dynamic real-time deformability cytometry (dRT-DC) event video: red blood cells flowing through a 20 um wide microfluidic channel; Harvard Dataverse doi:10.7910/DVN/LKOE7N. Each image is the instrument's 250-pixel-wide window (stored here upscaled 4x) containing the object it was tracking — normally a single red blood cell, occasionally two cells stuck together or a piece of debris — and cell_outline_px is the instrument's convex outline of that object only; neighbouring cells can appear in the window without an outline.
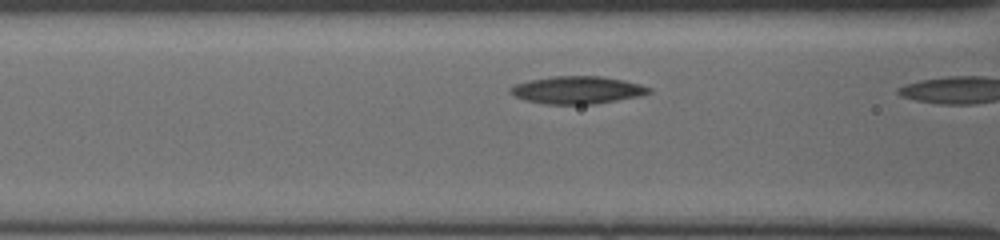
{"species": "common noctule bat (a hibernating species)", "species_latin": "Nyctalus noctula", "temperature_condition": "cold", "stored_images_in_passage": 7, "camera_frame_rate_fps": 3000, "um_per_image_px": 0.085, "animal": {"sex": "female", "body_mass_g": 19.5, "forearm_length_mm": 54.1}, "frame": {"image": 1, "passage_image": 6, "time_ms": 1.667, "image_size_px": [1000, 240], "cell_outline_px": [[652, 92], [636, 96], [592, 104], [544, 104], [528, 100], [516, 96], [508, 92], [508, 88], [516, 84], [528, 80], [552, 76], [604, 76], [624, 80], [640, 84], [652, 88]], "centroid_in_image_um": [49.05, 7.63], "position_along_channel_um": 117.6, "area_um2": 22.08}}